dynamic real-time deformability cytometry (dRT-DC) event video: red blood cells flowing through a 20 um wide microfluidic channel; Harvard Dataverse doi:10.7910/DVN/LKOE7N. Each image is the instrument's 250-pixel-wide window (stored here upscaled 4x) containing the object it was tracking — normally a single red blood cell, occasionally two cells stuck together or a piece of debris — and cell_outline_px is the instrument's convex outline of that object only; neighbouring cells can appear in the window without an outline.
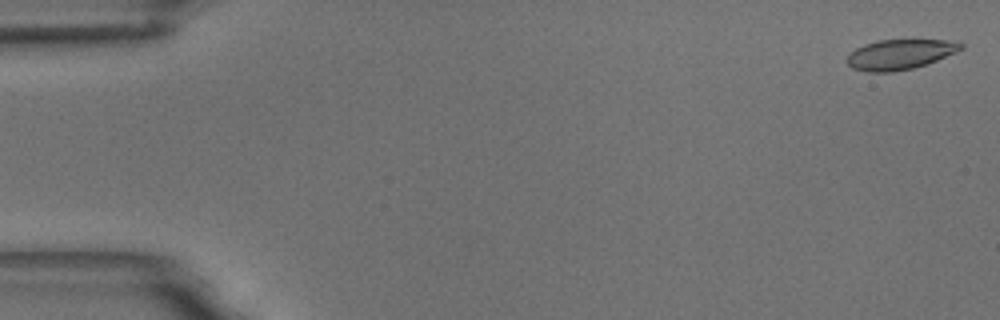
{"species": "common noctule bat (a hibernating species)", "species_latin": "Nyctalus noctula", "temperature_condition": "room temperature", "stored_images_in_passage": 55, "camera_frame_rate_fps": 3000, "um_per_image_px": 0.085, "animal": {"sex": "male", "body_mass_g": 18.8}, "frame": {"image": 1, "passage_image": 1, "time_ms": 0.0, "image_size_px": [1000, 320], "cell_outline_px": [[964, 48], [956, 52], [936, 60], [912, 68], [892, 72], [868, 72], [852, 68], [844, 60], [856, 48], [864, 44], [876, 40], [912, 36], [956, 40], [964, 44]], "centroid_in_image_um": [76.56, 4.54], "position_along_channel_um": 8.4, "area_um2": 21.1}}
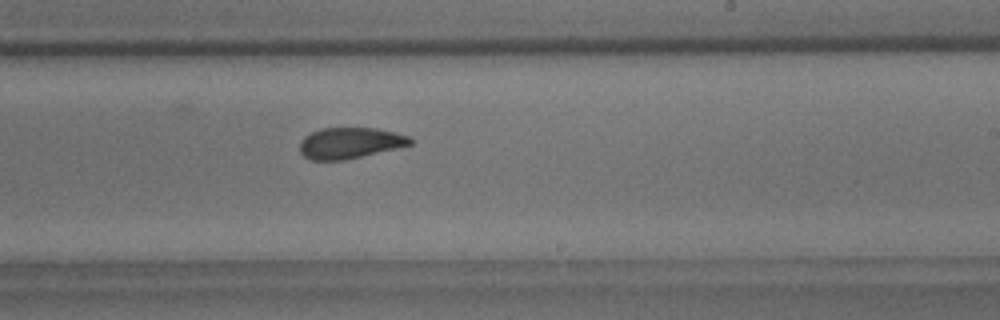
{"frame": {"image": 2, "passage_image": 33, "time_ms": 10.667, "image_size_px": [1000, 320], "cell_outline_px": [[412, 144], [396, 148], [344, 160], [308, 160], [300, 152], [300, 140], [304, 136], [320, 128], [376, 128], [408, 136], [412, 140]], "centroid_in_image_um": [29.69, 12.16], "position_along_channel_um": 259.3, "area_um2": 19.83}}
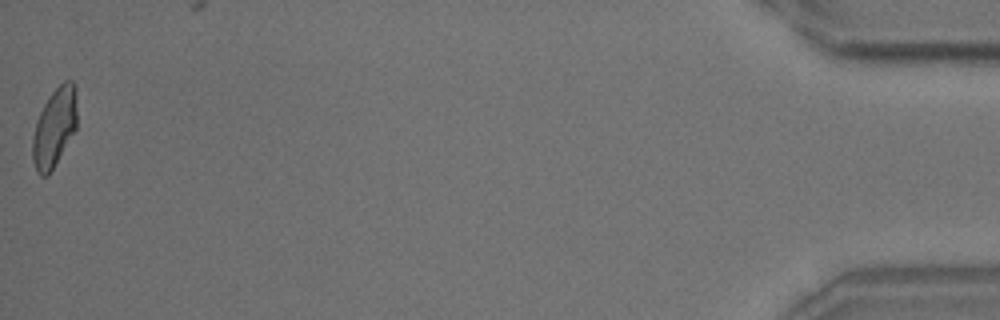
{"frame": {"image": 3, "passage_image": 55, "time_ms": 18.0, "image_size_px": [1000, 320], "cell_outline_px": [[76, 128], [48, 176], [40, 176], [36, 172], [32, 160], [32, 136], [36, 120], [48, 96], [64, 80], [72, 80], [76, 84]], "centroid_in_image_um": [4.61, 10.82], "position_along_channel_um": 430.6, "area_um2": 20.52}, "authors_computed_cell_mechanics": {"area_um2": 20.8658, "velocity_mm_per_s": 3.6466, "shape_relaxation_time_tau1_ms": 5.1578, "shape_relaxation_time_tau2_ms": 1.9815, "deformation_change_tau1": 0.1468, "deformation_change_tau2": 0.0794}}